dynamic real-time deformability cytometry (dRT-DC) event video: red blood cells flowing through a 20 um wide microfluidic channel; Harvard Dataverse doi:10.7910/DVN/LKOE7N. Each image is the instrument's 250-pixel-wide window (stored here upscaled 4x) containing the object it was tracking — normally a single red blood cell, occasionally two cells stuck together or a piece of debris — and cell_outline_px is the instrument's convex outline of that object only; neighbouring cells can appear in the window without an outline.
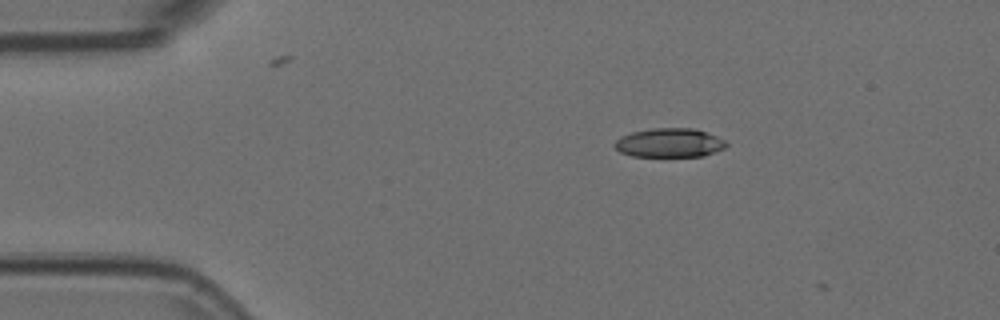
{"species": "Egyptian fruit bat (a non-hibernating species)", "species_latin": "Rousettus aegyptiacus", "temperature_condition": "room temperature", "stored_images_in_passage": 4, "camera_frame_rate_fps": 3000, "um_per_image_px": 0.085, "animal": {"sex": "female"}, "frame": {"image": 1, "passage_image": 3, "time_ms": 0.667, "image_size_px": [1000, 320], "cell_outline_px": [[728, 144], [724, 148], [704, 156], [632, 156], [620, 152], [612, 144], [620, 136], [632, 132], [652, 128], [692, 128], [716, 136], [724, 140]], "centroid_in_image_um": [56.87, 12.14], "position_along_channel_um": 28.1, "area_um2": 18.79}}